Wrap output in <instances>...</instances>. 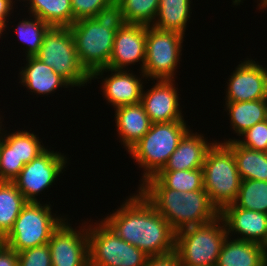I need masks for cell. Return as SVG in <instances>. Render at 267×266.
I'll list each match as a JSON object with an SVG mask.
<instances>
[{
    "label": "cell",
    "instance_id": "d590c367",
    "mask_svg": "<svg viewBox=\"0 0 267 266\" xmlns=\"http://www.w3.org/2000/svg\"><path fill=\"white\" fill-rule=\"evenodd\" d=\"M0 266H18V253L0 241Z\"/></svg>",
    "mask_w": 267,
    "mask_h": 266
},
{
    "label": "cell",
    "instance_id": "7402d4cb",
    "mask_svg": "<svg viewBox=\"0 0 267 266\" xmlns=\"http://www.w3.org/2000/svg\"><path fill=\"white\" fill-rule=\"evenodd\" d=\"M216 266H267V258L262 245L227 237Z\"/></svg>",
    "mask_w": 267,
    "mask_h": 266
},
{
    "label": "cell",
    "instance_id": "484cf974",
    "mask_svg": "<svg viewBox=\"0 0 267 266\" xmlns=\"http://www.w3.org/2000/svg\"><path fill=\"white\" fill-rule=\"evenodd\" d=\"M225 111L230 118L231 128L236 135L240 136L256 123L264 121L267 99L226 102Z\"/></svg>",
    "mask_w": 267,
    "mask_h": 266
},
{
    "label": "cell",
    "instance_id": "8992f818",
    "mask_svg": "<svg viewBox=\"0 0 267 266\" xmlns=\"http://www.w3.org/2000/svg\"><path fill=\"white\" fill-rule=\"evenodd\" d=\"M202 170L204 190L219 212L233 204L242 181L233 152L216 140L206 154Z\"/></svg>",
    "mask_w": 267,
    "mask_h": 266
},
{
    "label": "cell",
    "instance_id": "5b68a950",
    "mask_svg": "<svg viewBox=\"0 0 267 266\" xmlns=\"http://www.w3.org/2000/svg\"><path fill=\"white\" fill-rule=\"evenodd\" d=\"M227 237L226 226L219 216L207 224L176 232L175 253L181 266H216Z\"/></svg>",
    "mask_w": 267,
    "mask_h": 266
},
{
    "label": "cell",
    "instance_id": "44dd1931",
    "mask_svg": "<svg viewBox=\"0 0 267 266\" xmlns=\"http://www.w3.org/2000/svg\"><path fill=\"white\" fill-rule=\"evenodd\" d=\"M27 63L25 67L20 70L19 83L30 90L33 94L49 95L56 92L58 88H68L72 86L60 75H58L53 68L46 65L35 56L26 57Z\"/></svg>",
    "mask_w": 267,
    "mask_h": 266
},
{
    "label": "cell",
    "instance_id": "7a4b0ae2",
    "mask_svg": "<svg viewBox=\"0 0 267 266\" xmlns=\"http://www.w3.org/2000/svg\"><path fill=\"white\" fill-rule=\"evenodd\" d=\"M138 191L175 232L207 224L219 217V210L204 189L184 193L170 188H139Z\"/></svg>",
    "mask_w": 267,
    "mask_h": 266
},
{
    "label": "cell",
    "instance_id": "1f68e13d",
    "mask_svg": "<svg viewBox=\"0 0 267 266\" xmlns=\"http://www.w3.org/2000/svg\"><path fill=\"white\" fill-rule=\"evenodd\" d=\"M73 23L84 18H94L115 8V0H71Z\"/></svg>",
    "mask_w": 267,
    "mask_h": 266
},
{
    "label": "cell",
    "instance_id": "3957f363",
    "mask_svg": "<svg viewBox=\"0 0 267 266\" xmlns=\"http://www.w3.org/2000/svg\"><path fill=\"white\" fill-rule=\"evenodd\" d=\"M122 23L114 8L94 18L77 20L69 27L79 61L90 75L108 67L115 34Z\"/></svg>",
    "mask_w": 267,
    "mask_h": 266
},
{
    "label": "cell",
    "instance_id": "6da1fadb",
    "mask_svg": "<svg viewBox=\"0 0 267 266\" xmlns=\"http://www.w3.org/2000/svg\"><path fill=\"white\" fill-rule=\"evenodd\" d=\"M136 192L103 221L120 238L149 257L175 252L176 232L145 197Z\"/></svg>",
    "mask_w": 267,
    "mask_h": 266
},
{
    "label": "cell",
    "instance_id": "e575fe53",
    "mask_svg": "<svg viewBox=\"0 0 267 266\" xmlns=\"http://www.w3.org/2000/svg\"><path fill=\"white\" fill-rule=\"evenodd\" d=\"M146 266H181L179 258L175 252L163 255L149 257Z\"/></svg>",
    "mask_w": 267,
    "mask_h": 266
},
{
    "label": "cell",
    "instance_id": "f1b7e54d",
    "mask_svg": "<svg viewBox=\"0 0 267 266\" xmlns=\"http://www.w3.org/2000/svg\"><path fill=\"white\" fill-rule=\"evenodd\" d=\"M159 0H115V9L125 24L151 26L156 18Z\"/></svg>",
    "mask_w": 267,
    "mask_h": 266
},
{
    "label": "cell",
    "instance_id": "9c48e42d",
    "mask_svg": "<svg viewBox=\"0 0 267 266\" xmlns=\"http://www.w3.org/2000/svg\"><path fill=\"white\" fill-rule=\"evenodd\" d=\"M87 225L89 266H146L149 256L120 238L103 219Z\"/></svg>",
    "mask_w": 267,
    "mask_h": 266
},
{
    "label": "cell",
    "instance_id": "ffe728a7",
    "mask_svg": "<svg viewBox=\"0 0 267 266\" xmlns=\"http://www.w3.org/2000/svg\"><path fill=\"white\" fill-rule=\"evenodd\" d=\"M114 110L116 131L128 152L149 131L152 122L141 103L119 106Z\"/></svg>",
    "mask_w": 267,
    "mask_h": 266
},
{
    "label": "cell",
    "instance_id": "74e56055",
    "mask_svg": "<svg viewBox=\"0 0 267 266\" xmlns=\"http://www.w3.org/2000/svg\"><path fill=\"white\" fill-rule=\"evenodd\" d=\"M258 1H260V0H258ZM258 9L260 10V9H267L266 7H267V0H261L259 3H258Z\"/></svg>",
    "mask_w": 267,
    "mask_h": 266
},
{
    "label": "cell",
    "instance_id": "cb8c5ba5",
    "mask_svg": "<svg viewBox=\"0 0 267 266\" xmlns=\"http://www.w3.org/2000/svg\"><path fill=\"white\" fill-rule=\"evenodd\" d=\"M232 152L242 180L267 181V152L252 150L240 145L236 139L223 142Z\"/></svg>",
    "mask_w": 267,
    "mask_h": 266
},
{
    "label": "cell",
    "instance_id": "60d3db41",
    "mask_svg": "<svg viewBox=\"0 0 267 266\" xmlns=\"http://www.w3.org/2000/svg\"><path fill=\"white\" fill-rule=\"evenodd\" d=\"M264 121L267 123V105H266V112H265V119Z\"/></svg>",
    "mask_w": 267,
    "mask_h": 266
},
{
    "label": "cell",
    "instance_id": "9a60e30c",
    "mask_svg": "<svg viewBox=\"0 0 267 266\" xmlns=\"http://www.w3.org/2000/svg\"><path fill=\"white\" fill-rule=\"evenodd\" d=\"M147 26L142 24H125L117 29L113 50L107 68L128 70L131 64L141 65L143 71L146 58ZM141 61V63H140ZM127 67V68H126Z\"/></svg>",
    "mask_w": 267,
    "mask_h": 266
},
{
    "label": "cell",
    "instance_id": "b9f144b4",
    "mask_svg": "<svg viewBox=\"0 0 267 266\" xmlns=\"http://www.w3.org/2000/svg\"><path fill=\"white\" fill-rule=\"evenodd\" d=\"M1 119H2V118L0 117V132H1V123H2Z\"/></svg>",
    "mask_w": 267,
    "mask_h": 266
},
{
    "label": "cell",
    "instance_id": "d6a6232c",
    "mask_svg": "<svg viewBox=\"0 0 267 266\" xmlns=\"http://www.w3.org/2000/svg\"><path fill=\"white\" fill-rule=\"evenodd\" d=\"M240 136L243 137L242 140L236 139V141L243 147L267 152V123L265 121L256 123Z\"/></svg>",
    "mask_w": 267,
    "mask_h": 266
},
{
    "label": "cell",
    "instance_id": "d6986e66",
    "mask_svg": "<svg viewBox=\"0 0 267 266\" xmlns=\"http://www.w3.org/2000/svg\"><path fill=\"white\" fill-rule=\"evenodd\" d=\"M192 131L189 129L184 134L176 150L161 170L202 169L206 154L216 141L209 143L202 133Z\"/></svg>",
    "mask_w": 267,
    "mask_h": 266
},
{
    "label": "cell",
    "instance_id": "f546056e",
    "mask_svg": "<svg viewBox=\"0 0 267 266\" xmlns=\"http://www.w3.org/2000/svg\"><path fill=\"white\" fill-rule=\"evenodd\" d=\"M234 204L242 209L267 214V181L242 180Z\"/></svg>",
    "mask_w": 267,
    "mask_h": 266
},
{
    "label": "cell",
    "instance_id": "52a82bcc",
    "mask_svg": "<svg viewBox=\"0 0 267 266\" xmlns=\"http://www.w3.org/2000/svg\"><path fill=\"white\" fill-rule=\"evenodd\" d=\"M35 57L53 68L72 87L80 88L87 83L91 84V75L79 61L69 27L51 26L45 33Z\"/></svg>",
    "mask_w": 267,
    "mask_h": 266
},
{
    "label": "cell",
    "instance_id": "d4e9b609",
    "mask_svg": "<svg viewBox=\"0 0 267 266\" xmlns=\"http://www.w3.org/2000/svg\"><path fill=\"white\" fill-rule=\"evenodd\" d=\"M191 3V0H159L157 15L151 26L185 36L187 22L192 14Z\"/></svg>",
    "mask_w": 267,
    "mask_h": 266
},
{
    "label": "cell",
    "instance_id": "f35d334b",
    "mask_svg": "<svg viewBox=\"0 0 267 266\" xmlns=\"http://www.w3.org/2000/svg\"><path fill=\"white\" fill-rule=\"evenodd\" d=\"M6 25L0 20V38L2 36V33L5 31Z\"/></svg>",
    "mask_w": 267,
    "mask_h": 266
},
{
    "label": "cell",
    "instance_id": "83f0119b",
    "mask_svg": "<svg viewBox=\"0 0 267 266\" xmlns=\"http://www.w3.org/2000/svg\"><path fill=\"white\" fill-rule=\"evenodd\" d=\"M26 203L24 196L13 182L0 181V241L12 230Z\"/></svg>",
    "mask_w": 267,
    "mask_h": 266
},
{
    "label": "cell",
    "instance_id": "ba28073f",
    "mask_svg": "<svg viewBox=\"0 0 267 266\" xmlns=\"http://www.w3.org/2000/svg\"><path fill=\"white\" fill-rule=\"evenodd\" d=\"M51 210L50 203L27 202L2 242L17 253L47 244L53 232L66 219L56 216Z\"/></svg>",
    "mask_w": 267,
    "mask_h": 266
},
{
    "label": "cell",
    "instance_id": "277c9868",
    "mask_svg": "<svg viewBox=\"0 0 267 266\" xmlns=\"http://www.w3.org/2000/svg\"><path fill=\"white\" fill-rule=\"evenodd\" d=\"M186 125V121L152 123L149 131L128 151L139 168H143L141 183L164 167L189 130L190 126Z\"/></svg>",
    "mask_w": 267,
    "mask_h": 266
},
{
    "label": "cell",
    "instance_id": "4dcf8cb0",
    "mask_svg": "<svg viewBox=\"0 0 267 266\" xmlns=\"http://www.w3.org/2000/svg\"><path fill=\"white\" fill-rule=\"evenodd\" d=\"M30 19L23 18L16 28L18 39L25 47V56H35L43 43V38L47 30L51 27L42 21L39 17L30 15ZM25 19V20H24Z\"/></svg>",
    "mask_w": 267,
    "mask_h": 266
},
{
    "label": "cell",
    "instance_id": "603a6c76",
    "mask_svg": "<svg viewBox=\"0 0 267 266\" xmlns=\"http://www.w3.org/2000/svg\"><path fill=\"white\" fill-rule=\"evenodd\" d=\"M138 188H170L181 193L204 189L203 170H160Z\"/></svg>",
    "mask_w": 267,
    "mask_h": 266
},
{
    "label": "cell",
    "instance_id": "30bf717a",
    "mask_svg": "<svg viewBox=\"0 0 267 266\" xmlns=\"http://www.w3.org/2000/svg\"><path fill=\"white\" fill-rule=\"evenodd\" d=\"M185 36L147 26L146 58L140 76L152 80H175Z\"/></svg>",
    "mask_w": 267,
    "mask_h": 266
},
{
    "label": "cell",
    "instance_id": "8d00e7d4",
    "mask_svg": "<svg viewBox=\"0 0 267 266\" xmlns=\"http://www.w3.org/2000/svg\"><path fill=\"white\" fill-rule=\"evenodd\" d=\"M13 2L12 0H0V20L6 25L9 22V15L11 16V12L13 11ZM12 10V11H11ZM8 19V20H7Z\"/></svg>",
    "mask_w": 267,
    "mask_h": 266
},
{
    "label": "cell",
    "instance_id": "7c38bea8",
    "mask_svg": "<svg viewBox=\"0 0 267 266\" xmlns=\"http://www.w3.org/2000/svg\"><path fill=\"white\" fill-rule=\"evenodd\" d=\"M2 126L1 124L0 181L13 182L24 165L41 154L46 147L34 132L18 130L9 134Z\"/></svg>",
    "mask_w": 267,
    "mask_h": 266
},
{
    "label": "cell",
    "instance_id": "e0dca14e",
    "mask_svg": "<svg viewBox=\"0 0 267 266\" xmlns=\"http://www.w3.org/2000/svg\"><path fill=\"white\" fill-rule=\"evenodd\" d=\"M110 71L111 75L104 78V72L109 73ZM100 77H103L101 83L102 96L113 108L140 103L144 81L142 80L143 78L140 79L133 72H130V69L116 70L106 67L98 69L91 74V80L100 79Z\"/></svg>",
    "mask_w": 267,
    "mask_h": 266
},
{
    "label": "cell",
    "instance_id": "5bb4252c",
    "mask_svg": "<svg viewBox=\"0 0 267 266\" xmlns=\"http://www.w3.org/2000/svg\"><path fill=\"white\" fill-rule=\"evenodd\" d=\"M247 59L229 75L225 102L267 99V68L251 58Z\"/></svg>",
    "mask_w": 267,
    "mask_h": 266
},
{
    "label": "cell",
    "instance_id": "836d02e7",
    "mask_svg": "<svg viewBox=\"0 0 267 266\" xmlns=\"http://www.w3.org/2000/svg\"><path fill=\"white\" fill-rule=\"evenodd\" d=\"M18 266H52L48 243L19 252Z\"/></svg>",
    "mask_w": 267,
    "mask_h": 266
},
{
    "label": "cell",
    "instance_id": "8fae6325",
    "mask_svg": "<svg viewBox=\"0 0 267 266\" xmlns=\"http://www.w3.org/2000/svg\"><path fill=\"white\" fill-rule=\"evenodd\" d=\"M48 147L31 162L25 164L13 183L27 202H39L36 196L48 190L68 164V158Z\"/></svg>",
    "mask_w": 267,
    "mask_h": 266
},
{
    "label": "cell",
    "instance_id": "4fadbf2b",
    "mask_svg": "<svg viewBox=\"0 0 267 266\" xmlns=\"http://www.w3.org/2000/svg\"><path fill=\"white\" fill-rule=\"evenodd\" d=\"M82 224L74 229L66 218L53 232L48 242L52 266H89L88 230Z\"/></svg>",
    "mask_w": 267,
    "mask_h": 266
},
{
    "label": "cell",
    "instance_id": "ac0fdd59",
    "mask_svg": "<svg viewBox=\"0 0 267 266\" xmlns=\"http://www.w3.org/2000/svg\"><path fill=\"white\" fill-rule=\"evenodd\" d=\"M226 226L228 237L240 235L244 240L262 245L267 239V214L237 207L234 203L225 206L219 213ZM232 235H231V234Z\"/></svg>",
    "mask_w": 267,
    "mask_h": 266
},
{
    "label": "cell",
    "instance_id": "2e32d148",
    "mask_svg": "<svg viewBox=\"0 0 267 266\" xmlns=\"http://www.w3.org/2000/svg\"><path fill=\"white\" fill-rule=\"evenodd\" d=\"M175 80L157 79L148 91L142 90L140 103L152 123L184 121ZM177 89V90H176Z\"/></svg>",
    "mask_w": 267,
    "mask_h": 266
},
{
    "label": "cell",
    "instance_id": "ab89813d",
    "mask_svg": "<svg viewBox=\"0 0 267 266\" xmlns=\"http://www.w3.org/2000/svg\"><path fill=\"white\" fill-rule=\"evenodd\" d=\"M262 248H263V253H264L265 257L267 258V239H266V241L262 244Z\"/></svg>",
    "mask_w": 267,
    "mask_h": 266
},
{
    "label": "cell",
    "instance_id": "4316f807",
    "mask_svg": "<svg viewBox=\"0 0 267 266\" xmlns=\"http://www.w3.org/2000/svg\"><path fill=\"white\" fill-rule=\"evenodd\" d=\"M29 14L50 26L70 27L73 24L71 0H25Z\"/></svg>",
    "mask_w": 267,
    "mask_h": 266
}]
</instances>
